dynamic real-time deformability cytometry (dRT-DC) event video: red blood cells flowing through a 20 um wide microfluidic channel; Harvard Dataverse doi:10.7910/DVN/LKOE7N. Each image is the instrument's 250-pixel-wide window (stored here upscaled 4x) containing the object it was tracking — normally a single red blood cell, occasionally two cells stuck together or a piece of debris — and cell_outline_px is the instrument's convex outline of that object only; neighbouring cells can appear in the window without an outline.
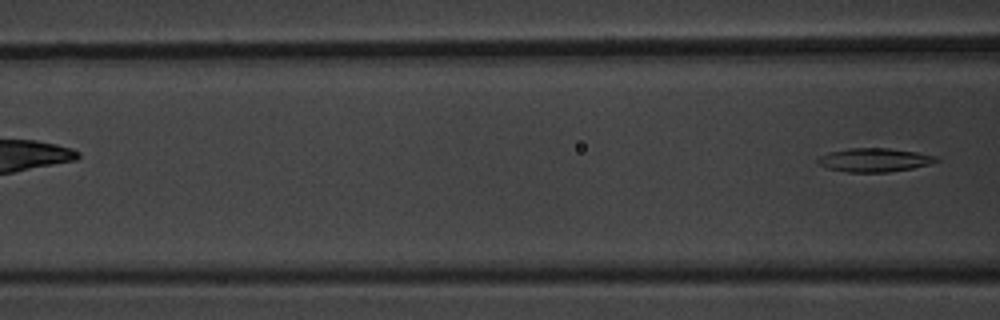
{"species": "common noctule bat (a hibernating species)", "species_latin": "Nyctalus noctula", "temperature_condition": "warm", "stored_images_in_passage": 5, "camera_frame_rate_fps": 3000, "um_per_image_px": 0.085, "animal": {"sex": "male", "body_mass_g": 20.1, "forearm_length_mm": 53.5}, "frame": {"image": 1, "passage_image": 5, "time_ms": 4.667, "image_size_px": [1000, 320], "cell_outline_px": [[940, 160], [932, 164], [912, 168], [888, 172], [848, 172], [828, 168], [820, 164], [816, 160], [820, 156], [828, 152], [848, 148], [888, 148], [916, 152], [936, 156]], "centroid_in_image_um": [74.34, 13.59], "position_along_channel_um": 92.3, "area_um2": 16.3}}